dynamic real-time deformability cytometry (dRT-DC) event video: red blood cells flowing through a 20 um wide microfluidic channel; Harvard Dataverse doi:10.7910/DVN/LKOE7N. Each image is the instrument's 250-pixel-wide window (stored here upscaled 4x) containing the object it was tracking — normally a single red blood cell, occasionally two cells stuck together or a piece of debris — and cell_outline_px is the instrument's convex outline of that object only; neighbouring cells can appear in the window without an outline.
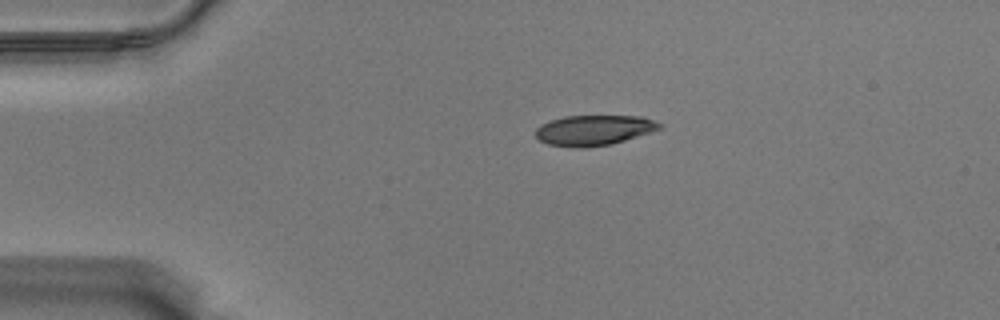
{"species": "Egyptian fruit bat (a non-hibernating species)", "species_latin": "Rousettus aegyptiacus", "temperature_condition": "warm", "stored_images_in_passage": 46, "camera_frame_rate_fps": 3000, "um_per_image_px": 0.085, "animal": {"sex": "male"}, "frame": {"image": 1, "passage_image": 1, "time_ms": 0.0, "image_size_px": [1000, 320], "cell_outline_px": [[664, 124], [660, 128], [612, 144], [584, 148], [576, 148], [548, 144], [540, 140], [536, 136], [536, 128], [540, 124], [564, 116], [640, 116]], "centroid_in_image_um": [50.44, 11.07], "position_along_channel_um": 34.6, "area_um2": 21.68}}
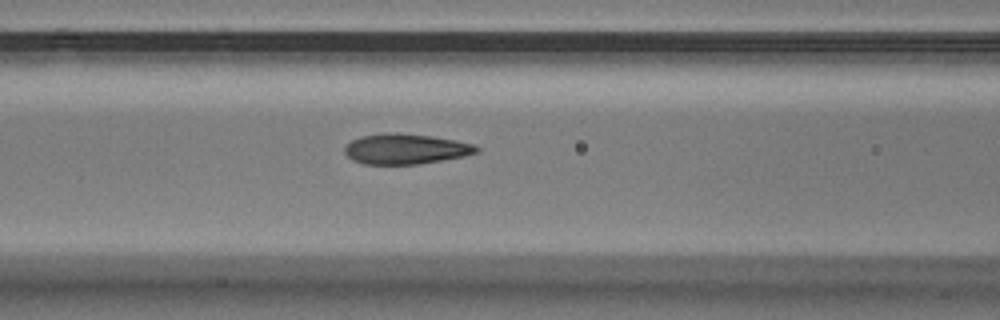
{"frame": {"image": 2, "passage_image": 13, "time_ms": 4.0, "image_size_px": [1000, 320], "cell_outline_px": [[480, 152], [464, 156], [420, 164], [364, 164], [352, 160], [344, 152], [344, 148], [352, 140], [360, 136], [384, 132], [400, 132], [432, 136], [456, 140], [472, 144], [480, 148]], "centroid_in_image_um": [34.48, 12.65], "position_along_channel_um": 132.1, "area_um2": 23.52}}
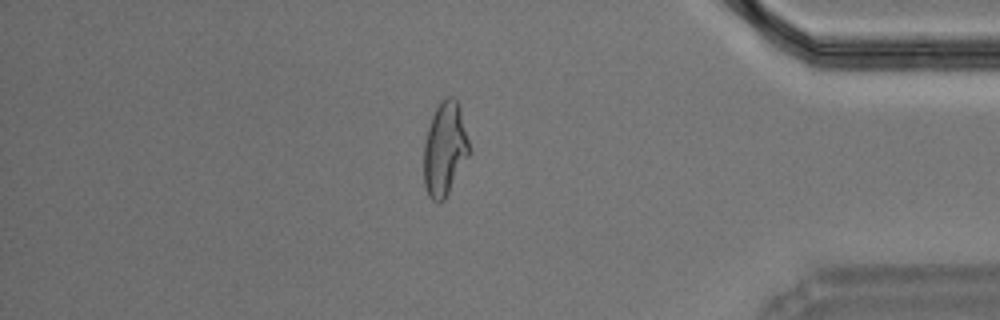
{"frame": {"image": 3, "passage_image": 38, "time_ms": 12.333, "image_size_px": [1000, 320], "cell_outline_px": [[472, 152], [444, 200], [440, 204], [432, 200], [428, 196], [424, 184], [424, 144], [428, 128], [432, 116], [440, 100], [448, 96], [456, 96], [460, 104]], "centroid_in_image_um": [37.84, 12.64], "position_along_channel_um": 397.4, "area_um2": 25.43}, "authors_computed_cell_mechanics": {"area_um2": 23.6691, "velocity_mm_per_s": 3.5315, "shape_relaxation_time_tau1_ms": 4.102, "shape_relaxation_time_tau2_ms": 1.1595, "deformation_change_tau1": 0.1685, "deformation_change_tau2": 0.061}}